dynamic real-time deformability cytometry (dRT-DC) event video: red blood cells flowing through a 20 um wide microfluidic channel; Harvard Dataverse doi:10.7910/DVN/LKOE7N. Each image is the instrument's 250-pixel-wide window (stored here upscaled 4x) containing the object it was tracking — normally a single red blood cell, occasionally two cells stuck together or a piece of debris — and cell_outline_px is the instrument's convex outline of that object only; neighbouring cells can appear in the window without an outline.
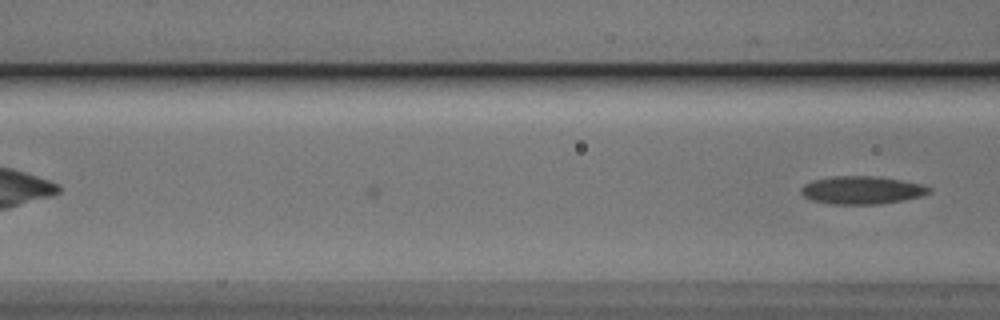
{"species": "Egyptian fruit bat (a non-hibernating species)", "species_latin": "Rousettus aegyptiacus", "temperature_condition": "cold", "stored_images_in_passage": 5, "camera_frame_rate_fps": 3000, "um_per_image_px": 0.085, "animal": {"sex": "male"}, "frame": {"image": 1, "passage_image": 5, "time_ms": 1.333, "image_size_px": [1000, 320], "cell_outline_px": [[932, 192], [920, 196], [904, 200], [880, 204], [832, 204], [812, 200], [804, 196], [800, 192], [800, 188], [804, 184], [812, 180], [832, 176], [876, 176], [900, 180], [920, 184], [932, 188]], "centroid_in_image_um": [73.24, 16.16], "position_along_channel_um": 93.4, "area_um2": 20.87}}